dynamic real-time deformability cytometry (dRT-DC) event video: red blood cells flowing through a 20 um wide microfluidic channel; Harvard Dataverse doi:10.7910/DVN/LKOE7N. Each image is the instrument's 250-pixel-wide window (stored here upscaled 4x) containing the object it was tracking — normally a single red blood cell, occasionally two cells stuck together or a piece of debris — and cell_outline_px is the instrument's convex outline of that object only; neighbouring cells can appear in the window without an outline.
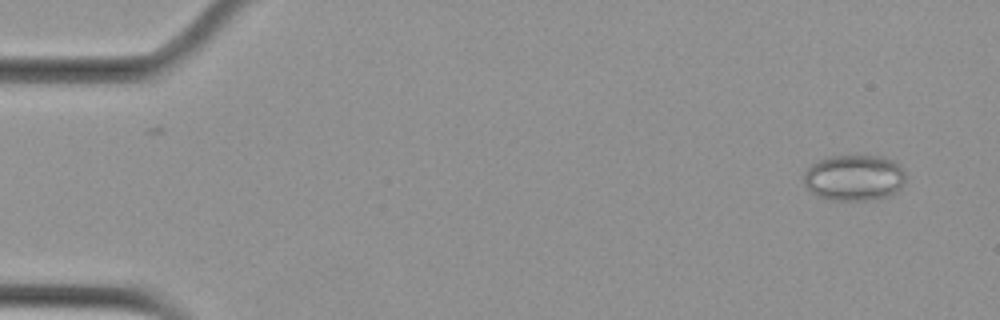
{"species": "Egyptian fruit bat (a non-hibernating species)", "species_latin": "Rousettus aegyptiacus", "temperature_condition": "cold", "stored_images_in_passage": 4, "camera_frame_rate_fps": 3000, "um_per_image_px": 0.085, "animal": {"sex": "female"}, "frame": {"image": 1, "passage_image": 1, "time_ms": 0.0, "image_size_px": [1000, 320], "cell_outline_px": [[904, 184], [892, 196], [864, 200], [824, 200], [816, 196], [804, 184], [804, 172], [812, 164], [820, 160], [832, 156], [884, 156], [900, 164], [904, 168]], "centroid_in_image_um": [72.62, 15.12], "position_along_channel_um": 12.4, "area_um2": 27.57}}
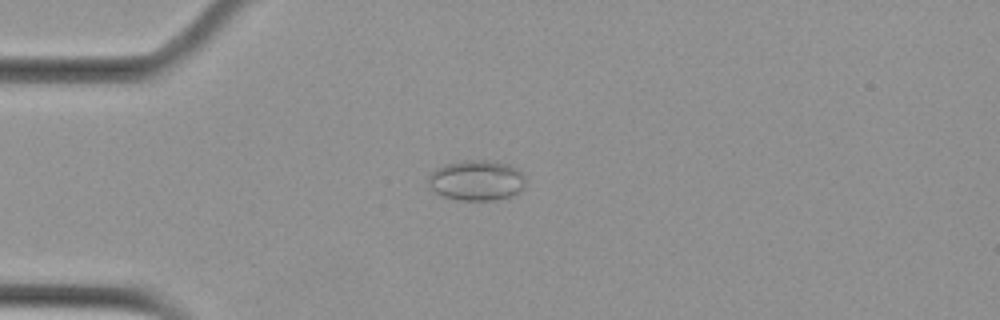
{"frame": {"image": 2, "passage_image": 4, "time_ms": 1.0, "image_size_px": [1000, 320], "cell_outline_px": [[524, 184], [520, 192], [512, 196], [496, 200], [460, 200], [444, 196], [436, 192], [428, 184], [428, 176], [436, 168], [444, 164], [464, 160], [488, 160], [508, 164], [516, 168], [524, 176]], "centroid_in_image_um": [40.51, 15.33], "position_along_channel_um": 44.5, "area_um2": 22.89}}